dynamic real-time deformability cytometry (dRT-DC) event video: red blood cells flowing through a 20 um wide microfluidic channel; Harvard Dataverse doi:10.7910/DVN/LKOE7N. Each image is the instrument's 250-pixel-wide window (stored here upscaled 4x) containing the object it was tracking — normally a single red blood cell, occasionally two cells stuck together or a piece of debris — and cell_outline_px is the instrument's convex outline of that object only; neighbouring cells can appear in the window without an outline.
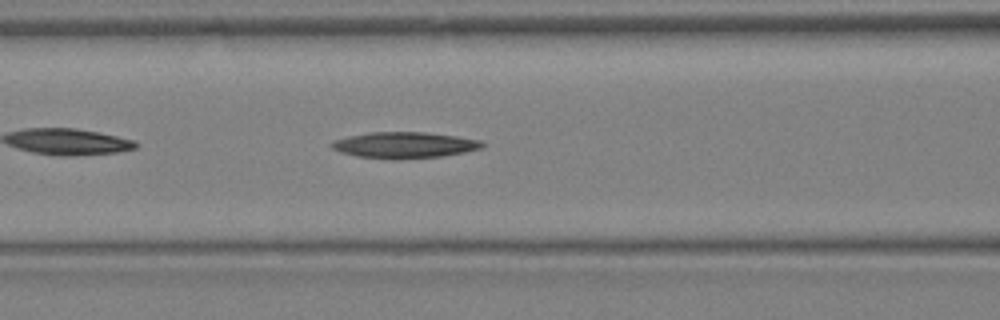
{"species": "Egyptian fruit bat (a non-hibernating species)", "species_latin": "Rousettus aegyptiacus", "temperature_condition": "warm", "stored_images_in_passage": 17, "camera_frame_rate_fps": 3000, "um_per_image_px": 0.085, "animal": {"sex": "female"}, "frame": {"image": 1, "passage_image": 6, "time_ms": 1.667, "image_size_px": [1000, 320], "cell_outline_px": [[484, 144], [480, 148], [464, 152], [440, 156], [396, 160], [392, 160], [356, 156], [340, 152], [332, 148], [328, 144], [332, 140], [348, 136], [368, 132], [424, 132], [456, 136], [480, 140]], "centroid_in_image_um": [34.29, 12.33], "position_along_channel_um": 132.3, "area_um2": 23.06}}